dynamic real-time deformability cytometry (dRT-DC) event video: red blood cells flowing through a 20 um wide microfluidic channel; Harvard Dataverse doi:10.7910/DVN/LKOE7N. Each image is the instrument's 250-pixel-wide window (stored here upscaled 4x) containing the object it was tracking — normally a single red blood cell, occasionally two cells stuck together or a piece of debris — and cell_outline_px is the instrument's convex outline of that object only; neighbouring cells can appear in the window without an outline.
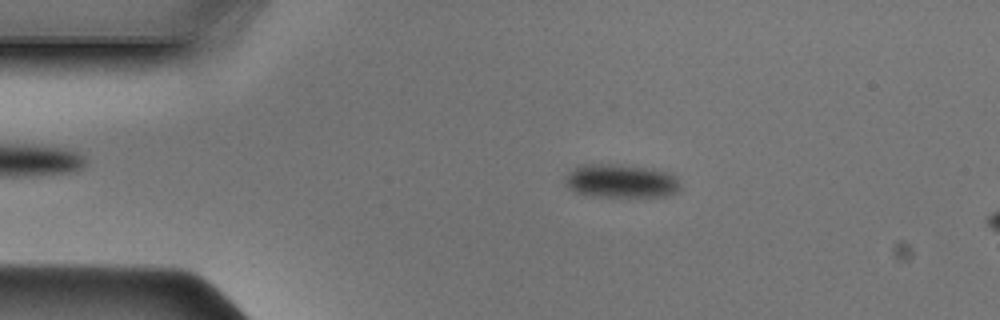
{"species": "Egyptian fruit bat (a non-hibernating species)", "species_latin": "Rousettus aegyptiacus", "temperature_condition": "cold", "stored_images_in_passage": 13, "camera_frame_rate_fps": 3000, "um_per_image_px": 0.085, "animal": {"sex": "male"}, "frame": {"image": 1, "passage_image": 8, "time_ms": 2.333, "image_size_px": [1000, 320], "cell_outline_px": [[680, 192], [668, 196], [588, 196], [576, 192], [568, 188], [564, 184], [564, 176], [568, 172], [580, 164], [620, 164], [648, 168], [668, 172], [676, 176], [680, 184]], "centroid_in_image_um": [52.76, 15.38], "position_along_channel_um": 32.2, "area_um2": 22.89}}